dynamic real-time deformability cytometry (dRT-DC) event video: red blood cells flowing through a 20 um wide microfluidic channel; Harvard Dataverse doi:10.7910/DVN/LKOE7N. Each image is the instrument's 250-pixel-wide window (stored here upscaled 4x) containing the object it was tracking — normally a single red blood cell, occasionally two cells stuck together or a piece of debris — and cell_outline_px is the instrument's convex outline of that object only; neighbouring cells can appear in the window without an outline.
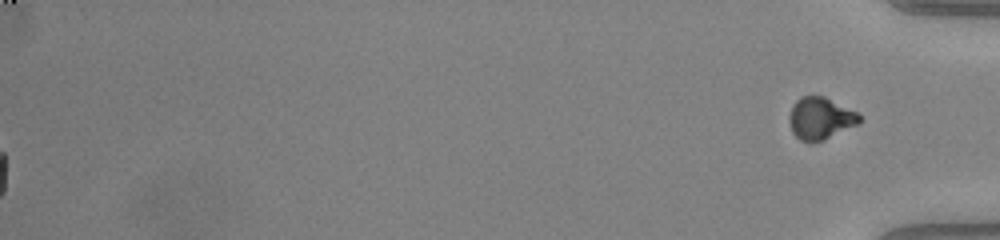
{"species": "common noctule bat (a hibernating species)", "species_latin": "Nyctalus noctula", "temperature_condition": "warm", "stored_images_in_passage": 50, "segment_of_instrument_passage": [2, 2], "camera_frame_rate_fps": 3000, "um_per_image_px": 0.085, "animal": {"sex": "male", "body_mass_g": 20.0, "forearm_length_mm": 53.3}, "frame": {"image": 1, "passage_image": 50, "time_ms": 16.333, "image_size_px": [1000, 240], "cell_outline_px": [[860, 124], [824, 140], [812, 144], [808, 144], [800, 140], [792, 132], [788, 120], [788, 116], [792, 104], [800, 96], [824, 96], [856, 112], [860, 116]], "centroid_in_image_um": [69.7, 10.09], "position_along_channel_um": 365.5, "area_um2": 17.57}}